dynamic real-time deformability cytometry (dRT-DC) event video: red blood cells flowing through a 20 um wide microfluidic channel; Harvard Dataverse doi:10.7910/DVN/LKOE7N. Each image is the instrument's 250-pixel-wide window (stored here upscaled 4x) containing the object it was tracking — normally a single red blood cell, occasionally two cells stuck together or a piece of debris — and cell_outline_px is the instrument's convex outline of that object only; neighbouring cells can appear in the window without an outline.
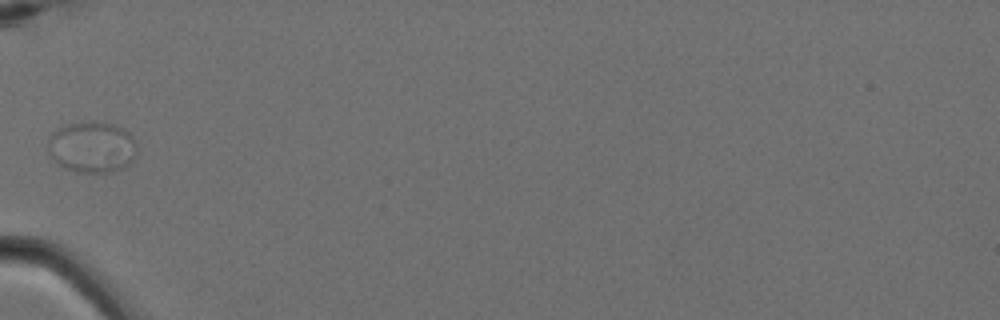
{"species": "Egyptian fruit bat (a non-hibernating species)", "species_latin": "Rousettus aegyptiacus", "temperature_condition": "cold", "stored_images_in_passage": 4, "camera_frame_rate_fps": 3000, "um_per_image_px": 0.085, "animal": {"sex": "female"}, "frame": {"image": 1, "passage_image": 2, "time_ms": 0.333, "image_size_px": [1000, 320], "cell_outline_px": [[136, 156], [124, 168], [112, 172], [76, 172], [56, 164], [48, 156], [48, 140], [52, 132], [56, 128], [64, 124], [88, 120], [92, 120], [112, 124], [124, 128], [132, 136], [136, 148]], "centroid_in_image_um": [7.77, 12.48], "position_along_channel_um": 77.2, "area_um2": 27.17}}